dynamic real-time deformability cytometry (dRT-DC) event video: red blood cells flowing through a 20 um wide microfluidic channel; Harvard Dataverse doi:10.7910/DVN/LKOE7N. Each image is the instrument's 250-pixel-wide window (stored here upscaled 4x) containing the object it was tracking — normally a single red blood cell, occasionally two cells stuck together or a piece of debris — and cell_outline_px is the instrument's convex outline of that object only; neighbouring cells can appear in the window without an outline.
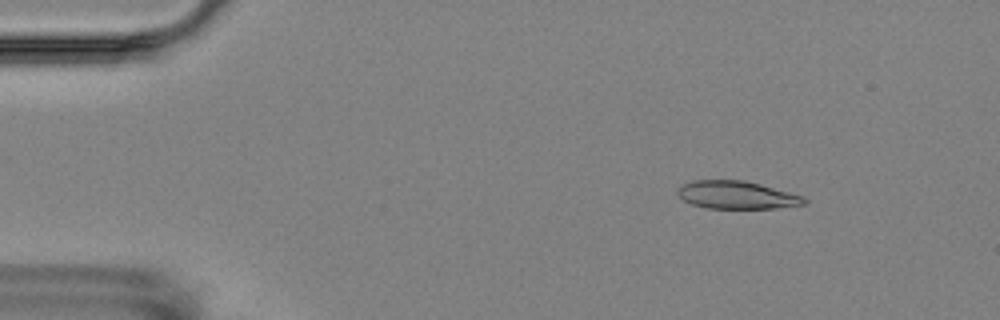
{"species": "Egyptian fruit bat (a non-hibernating species)", "species_latin": "Rousettus aegyptiacus", "temperature_condition": "room temperature", "stored_images_in_passage": 9, "camera_frame_rate_fps": 3000, "um_per_image_px": 0.085, "animal": {"sex": "female"}, "frame": {"image": 1, "passage_image": 2, "time_ms": 1.0, "image_size_px": [1000, 320], "cell_outline_px": [[808, 204], [776, 208], [708, 208], [692, 204], [684, 200], [676, 192], [684, 184], [692, 180], [744, 180], [760, 184], [804, 196], [808, 200]], "centroid_in_image_um": [62.67, 16.57], "position_along_channel_um": 22.3, "area_um2": 20.46}}
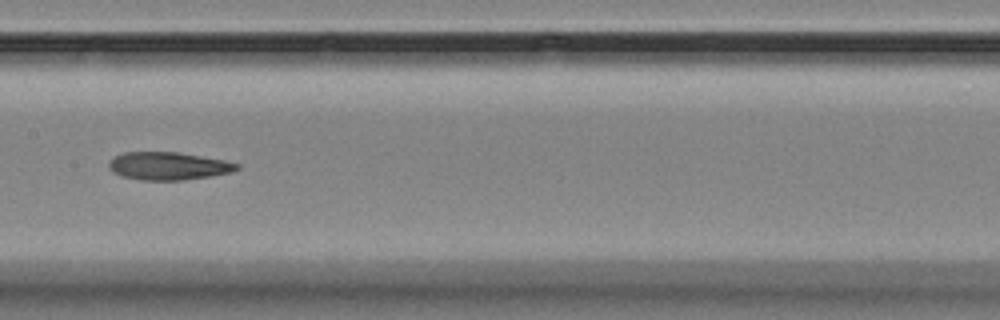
{"frame": {"image": 2, "passage_image": 8, "time_ms": 8.0, "image_size_px": [1000, 320], "cell_outline_px": [[240, 168], [232, 172], [212, 176], [184, 180], [140, 180], [120, 176], [112, 172], [108, 168], [108, 164], [116, 156], [124, 152], [176, 152], [224, 160], [240, 164]], "centroid_in_image_um": [14.31, 14.12], "position_along_channel_um": 193.1, "area_um2": 20.81}}
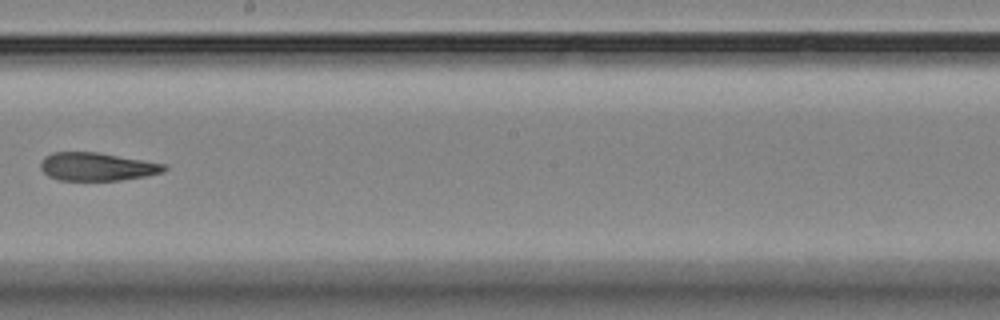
{"frame": {"image": 3, "passage_image": 9, "time_ms": 9.333, "image_size_px": [1000, 320], "cell_outline_px": [[168, 168], [164, 172], [144, 176], [120, 180], [60, 180], [48, 176], [40, 168], [40, 164], [44, 156], [52, 152], [96, 152], [164, 164]], "centroid_in_image_um": [8.2, 14.16], "position_along_channel_um": 240.0, "area_um2": 20.06}}